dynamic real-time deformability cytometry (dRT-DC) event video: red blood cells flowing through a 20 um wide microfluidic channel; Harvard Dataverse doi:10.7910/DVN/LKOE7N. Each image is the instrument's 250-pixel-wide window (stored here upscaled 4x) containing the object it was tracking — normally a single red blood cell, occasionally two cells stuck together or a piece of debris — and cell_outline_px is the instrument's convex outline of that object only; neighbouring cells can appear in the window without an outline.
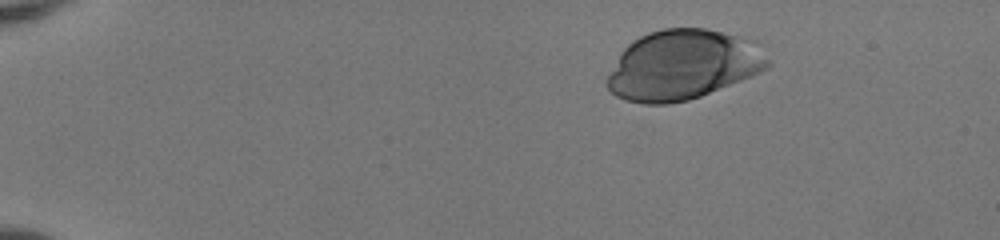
{"species": "human", "species_latin": "Homo sapiens", "temperature_condition": "room temperature", "stored_images_in_passage": 49, "camera_frame_rate_fps": 3000, "um_per_image_px": 0.085, "donor": {"sex": "female"}, "frame": {"image": 1, "passage_image": 8, "time_ms": 2.333, "image_size_px": [1000, 240], "cell_outline_px": [[772, 64], [768, 68], [752, 76], [700, 96], [688, 100], [668, 104], [644, 104], [624, 100], [616, 96], [604, 84], [604, 80], [620, 52], [632, 40], [648, 32], [664, 28], [708, 28], [736, 36], [744, 40], [768, 60]], "centroid_in_image_um": [57.91, 5.55], "position_along_channel_um": 27.1, "area_um2": 64.74}}